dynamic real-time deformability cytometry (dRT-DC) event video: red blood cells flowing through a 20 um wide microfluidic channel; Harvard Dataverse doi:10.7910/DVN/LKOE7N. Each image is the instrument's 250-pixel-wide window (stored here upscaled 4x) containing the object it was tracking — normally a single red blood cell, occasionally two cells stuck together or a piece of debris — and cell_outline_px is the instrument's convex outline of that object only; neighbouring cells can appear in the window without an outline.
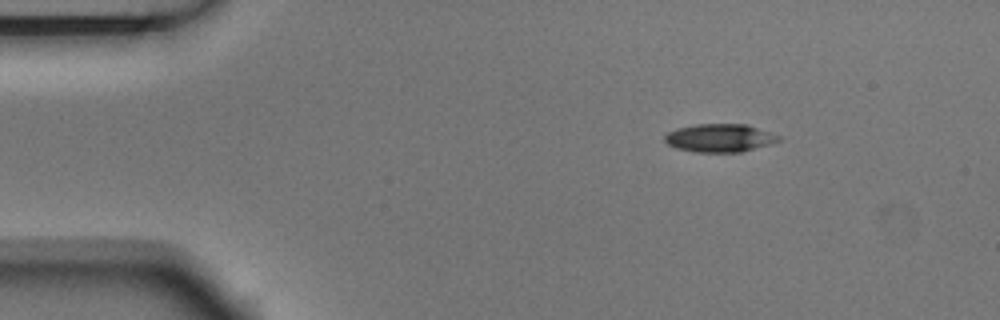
{"species": "Egyptian fruit bat (a non-hibernating species)", "species_latin": "Rousettus aegyptiacus", "temperature_condition": "room temperature", "stored_images_in_passage": 3, "camera_frame_rate_fps": 3000, "um_per_image_px": 0.085, "animal": {"sex": "male"}, "frame": {"image": 1, "passage_image": 1, "time_ms": 0.0, "image_size_px": [1000, 320], "cell_outline_px": [[780, 140], [768, 144], [740, 152], [696, 152], [676, 148], [668, 144], [664, 140], [664, 136], [668, 132], [676, 128], [696, 124], [748, 124], [780, 136]], "centroid_in_image_um": [61.14, 11.72], "position_along_channel_um": 23.9, "area_um2": 18.55}}